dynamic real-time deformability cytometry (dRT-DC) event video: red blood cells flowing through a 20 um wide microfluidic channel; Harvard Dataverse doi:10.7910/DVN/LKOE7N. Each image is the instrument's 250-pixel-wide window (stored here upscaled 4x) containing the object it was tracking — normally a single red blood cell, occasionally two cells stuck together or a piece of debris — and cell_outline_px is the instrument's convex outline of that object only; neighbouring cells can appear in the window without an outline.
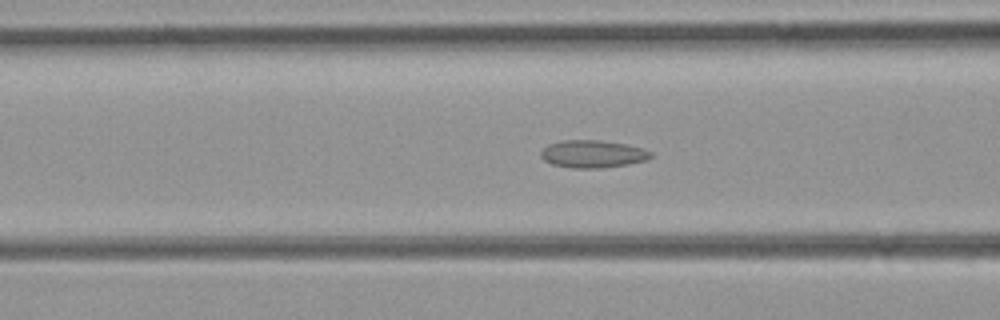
{"species": "common noctule bat (a hibernating species)", "species_latin": "Nyctalus noctula", "temperature_condition": "room temperature", "stored_images_in_passage": 43, "camera_frame_rate_fps": 3000, "um_per_image_px": 0.085, "animal": {"sex": "female", "body_mass_g": 21.9}, "frame": {"image": 1, "passage_image": 19, "time_ms": 6.0, "image_size_px": [1000, 320], "cell_outline_px": [[652, 156], [644, 160], [628, 164], [604, 168], [572, 168], [552, 164], [544, 160], [540, 156], [540, 152], [548, 144], [564, 140], [600, 140], [624, 144], [644, 148], [652, 152]], "centroid_in_image_um": [50.37, 13.09], "position_along_channel_um": 116.2, "area_um2": 17.63}}
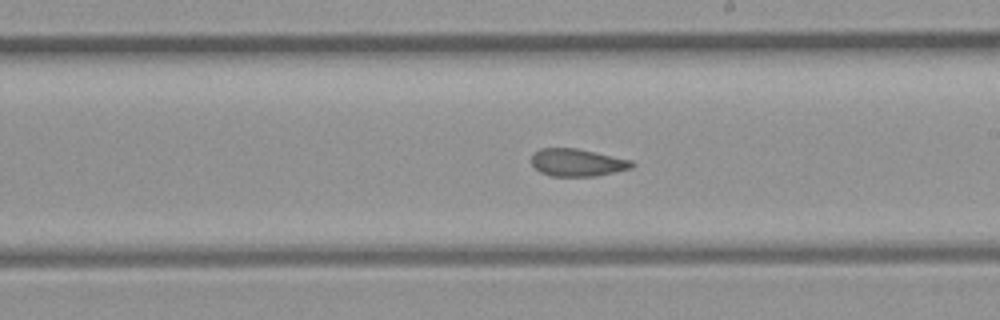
{"frame": {"image": 2, "passage_image": 28, "time_ms": 9.0, "image_size_px": [1000, 320], "cell_outline_px": [[636, 164], [632, 168], [596, 176], [552, 176], [540, 172], [532, 164], [532, 156], [540, 148], [576, 148], [632, 160]], "centroid_in_image_um": [49.1, 13.82], "position_along_channel_um": 239.9, "area_um2": 16.01}}
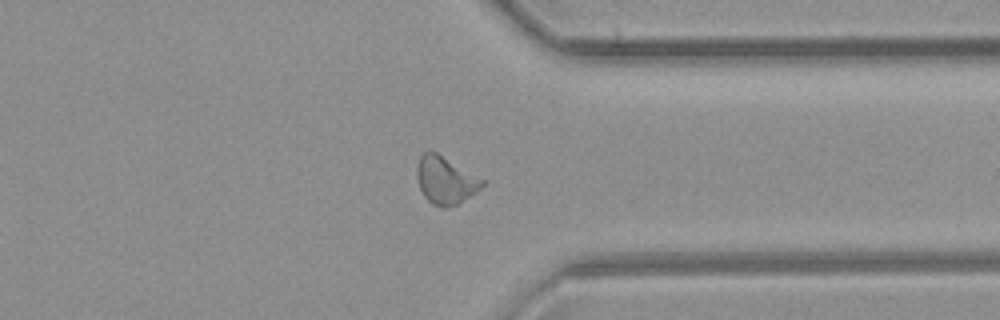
{"frame": {"image": 3, "passage_image": 38, "time_ms": 12.333, "image_size_px": [1000, 320], "cell_outline_px": [[484, 184], [480, 188], [456, 204], [444, 208], [432, 204], [424, 196], [420, 188], [416, 176], [416, 168], [420, 156], [424, 152], [436, 152], [484, 180]], "centroid_in_image_um": [37.81, 15.32], "position_along_channel_um": 373.6, "area_um2": 17.57}}